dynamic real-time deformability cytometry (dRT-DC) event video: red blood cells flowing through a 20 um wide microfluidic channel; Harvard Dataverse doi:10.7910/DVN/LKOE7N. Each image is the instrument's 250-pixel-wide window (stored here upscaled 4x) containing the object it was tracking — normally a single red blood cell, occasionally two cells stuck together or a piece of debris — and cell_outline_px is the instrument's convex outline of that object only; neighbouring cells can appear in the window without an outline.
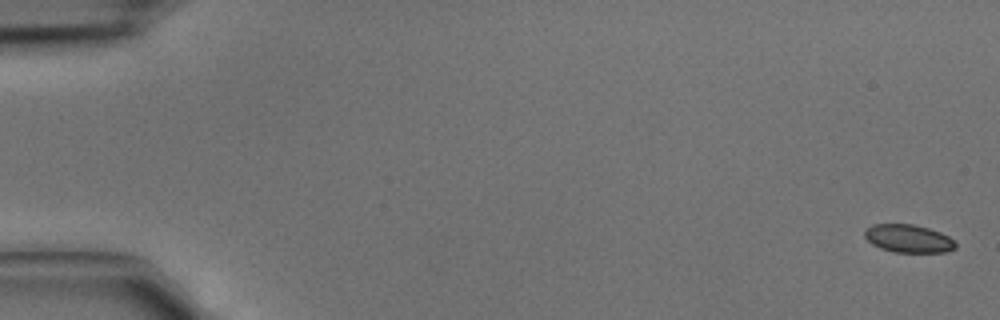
{"species": "common noctule bat (a hibernating species)", "species_latin": "Nyctalus noctula", "temperature_condition": "cold", "stored_images_in_passage": 5, "camera_frame_rate_fps": 3000, "um_per_image_px": 0.085, "animal": {"sex": "male", "body_mass_g": 15.6}, "frame": {"image": 1, "passage_image": 1, "time_ms": 0.0, "image_size_px": [1000, 320], "cell_outline_px": [[956, 248], [944, 252], [892, 252], [880, 248], [872, 244], [864, 236], [864, 228], [872, 224], [912, 224], [928, 228], [940, 232], [948, 236], [956, 244]], "centroid_in_image_um": [77.17, 20.27], "position_along_channel_um": 7.8, "area_um2": 14.85}}
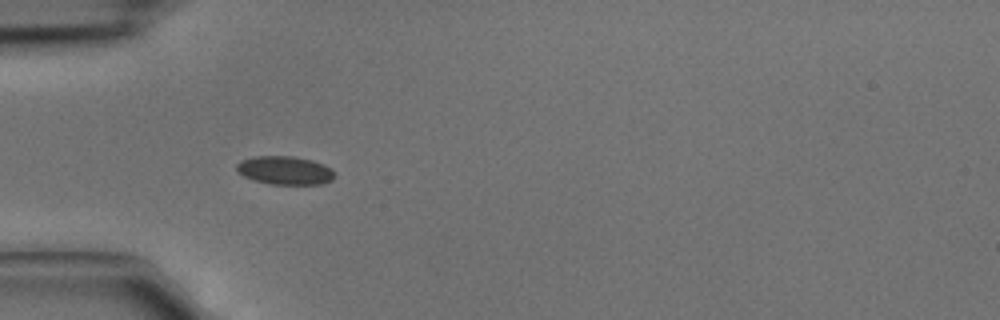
{"frame": {"image": 2, "passage_image": 4, "time_ms": 1.0, "image_size_px": [1000, 320], "cell_outline_px": [[336, 176], [332, 180], [320, 184], [268, 184], [252, 180], [236, 172], [236, 164], [240, 160], [256, 156], [292, 156], [312, 160], [324, 164], [332, 168], [336, 172]], "centroid_in_image_um": [24.22, 14.48], "position_along_channel_um": 60.8, "area_um2": 16.53}}